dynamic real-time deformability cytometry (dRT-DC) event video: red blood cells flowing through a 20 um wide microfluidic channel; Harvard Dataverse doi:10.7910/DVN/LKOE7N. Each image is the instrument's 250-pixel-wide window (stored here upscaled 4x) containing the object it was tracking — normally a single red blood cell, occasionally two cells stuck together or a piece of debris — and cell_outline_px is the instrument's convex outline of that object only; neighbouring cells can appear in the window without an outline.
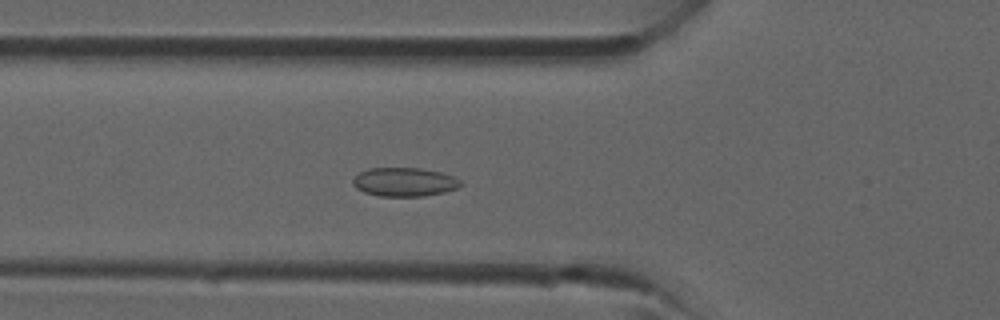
{"species": "common noctule bat (a hibernating species)", "species_latin": "Nyctalus noctula", "temperature_condition": "room temperature", "stored_images_in_passage": 38, "camera_frame_rate_fps": 3000, "um_per_image_px": 0.085, "animal": {"sex": "male", "forearm_length_mm": 52.5}, "frame": {"image": 1, "passage_image": 13, "time_ms": 4.0, "image_size_px": [1000, 320], "cell_outline_px": [[464, 184], [460, 188], [444, 192], [424, 196], [380, 196], [364, 192], [356, 188], [352, 184], [352, 180], [360, 172], [368, 168], [420, 168], [440, 172], [452, 176], [460, 180]], "centroid_in_image_um": [34.39, 15.47], "position_along_channel_um": 91.4, "area_um2": 18.15}}
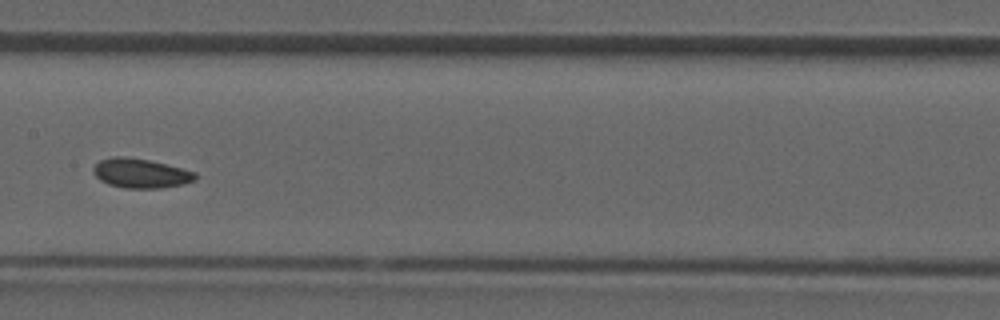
{"frame": {"image": 2, "passage_image": 19, "time_ms": 6.0, "image_size_px": [1000, 320], "cell_outline_px": [[196, 180], [184, 184], [160, 188], [128, 188], [108, 184], [100, 180], [96, 176], [92, 168], [100, 160], [112, 156], [128, 156], [148, 160], [196, 172]], "centroid_in_image_um": [11.95, 14.72], "position_along_channel_um": 195.5, "area_um2": 17.4}}
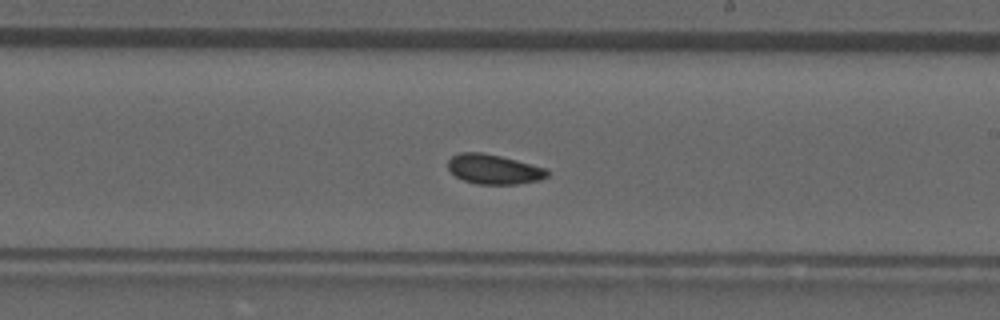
{"frame": {"image": 3, "passage_image": 22, "time_ms": 7.0, "image_size_px": [1000, 320], "cell_outline_px": [[548, 176], [540, 180], [516, 184], [476, 184], [464, 180], [456, 176], [448, 168], [448, 160], [452, 156], [460, 152], [484, 152], [516, 160], [544, 168], [548, 172]], "centroid_in_image_um": [41.95, 14.38], "position_along_channel_um": 247.1, "area_um2": 17.05}}